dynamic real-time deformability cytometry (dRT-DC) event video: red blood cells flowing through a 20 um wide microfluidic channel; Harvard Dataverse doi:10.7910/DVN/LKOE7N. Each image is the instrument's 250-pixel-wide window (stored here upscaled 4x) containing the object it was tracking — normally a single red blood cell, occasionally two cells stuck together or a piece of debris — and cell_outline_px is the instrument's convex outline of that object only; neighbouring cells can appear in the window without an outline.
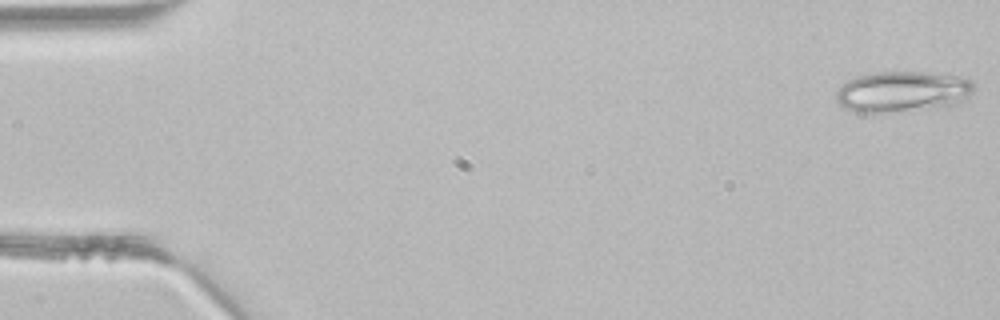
{"species": "common noctule bat (a hibernating species)", "species_latin": "Nyctalus noctula", "temperature_condition": "room temperature", "stored_images_in_passage": 4, "camera_frame_rate_fps": 3000, "um_per_image_px": 0.085, "animal": {"sex": "male", "body_mass_g": 21.5, "forearm_length_mm": 52.0}, "frame": {"image": 1, "passage_image": 1, "time_ms": 0.0, "image_size_px": [1000, 320], "cell_outline_px": [[976, 84], [972, 92], [964, 100], [944, 108], [892, 112], [856, 112], [844, 108], [836, 100], [836, 92], [848, 80], [872, 72], [920, 72], [952, 76], [972, 80]], "centroid_in_image_um": [76.73, 7.81], "position_along_channel_um": 8.3, "area_um2": 32.77}}